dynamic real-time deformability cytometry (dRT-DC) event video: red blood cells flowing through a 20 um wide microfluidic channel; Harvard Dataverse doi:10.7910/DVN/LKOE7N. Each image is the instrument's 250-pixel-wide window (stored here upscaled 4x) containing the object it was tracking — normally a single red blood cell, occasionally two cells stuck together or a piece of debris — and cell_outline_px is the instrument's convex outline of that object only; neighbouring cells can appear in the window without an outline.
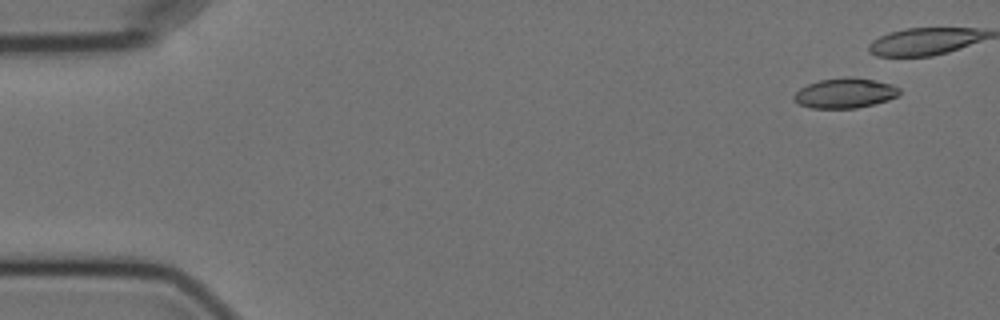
{"species": "Egyptian fruit bat (a non-hibernating species)", "species_latin": "Rousettus aegyptiacus", "temperature_condition": "cold", "stored_images_in_passage": 7, "camera_frame_rate_fps": 3000, "um_per_image_px": 0.085, "animal": {"sex": "female"}, "frame": {"image": 1, "passage_image": 2, "time_ms": 1.0, "image_size_px": [1000, 320], "cell_outline_px": [[900, 92], [896, 96], [888, 100], [856, 108], [812, 108], [800, 104], [792, 100], [792, 96], [800, 88], [808, 84], [820, 80], [848, 76], [856, 76], [876, 80], [892, 84], [900, 88]], "centroid_in_image_um": [71.82, 7.9], "position_along_channel_um": 13.2, "area_um2": 18.55}}